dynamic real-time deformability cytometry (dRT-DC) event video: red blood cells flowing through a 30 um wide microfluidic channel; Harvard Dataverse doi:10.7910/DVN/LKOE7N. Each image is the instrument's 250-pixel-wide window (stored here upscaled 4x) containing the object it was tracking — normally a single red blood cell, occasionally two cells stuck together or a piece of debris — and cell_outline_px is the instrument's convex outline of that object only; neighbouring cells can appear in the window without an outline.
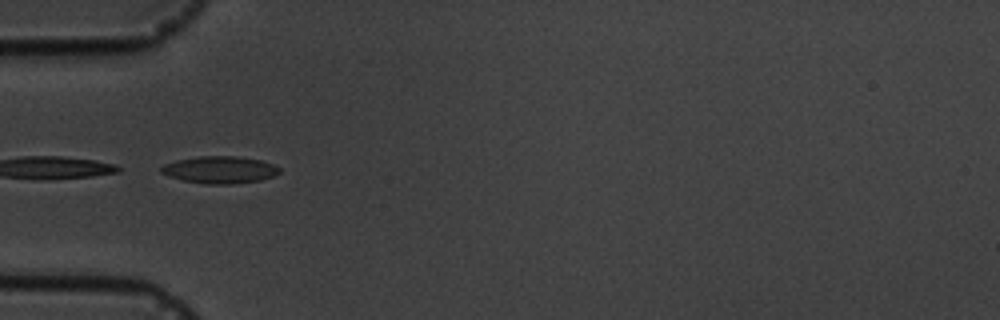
{"species": "common noctule bat (a hibernating species)", "species_latin": "Nyctalus noctula", "temperature_condition": "cold", "stored_images_in_passage": 10, "camera_frame_rate_fps": 3000, "um_per_image_px": 0.085, "animal": {"sex": "male", "body_mass_g": 19.5, "forearm_length_mm": 54.6}, "frame": {"image": 1, "passage_image": 5, "time_ms": 4.667, "image_size_px": [1000, 320], "cell_outline_px": [[280, 172], [272, 176], [260, 180], [232, 184], [204, 184], [184, 180], [168, 176], [160, 172], [160, 168], [164, 164], [176, 160], [196, 156], [236, 156], [260, 160], [272, 164], [280, 168]], "centroid_in_image_um": [18.65, 14.43], "position_along_channel_um": 66.4, "area_um2": 18.67}}
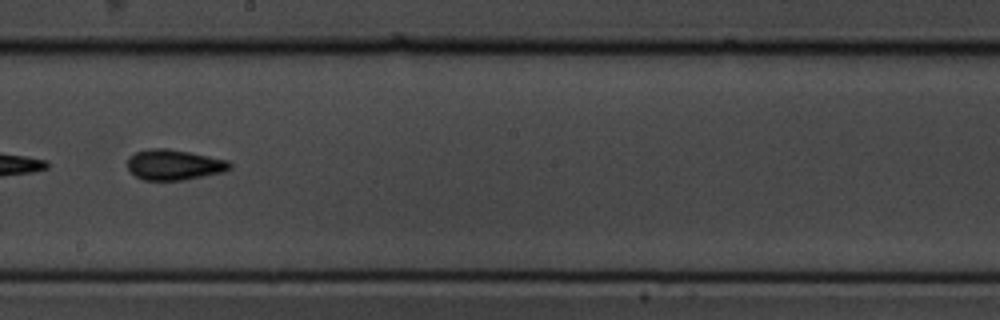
{"frame": {"image": 2, "passage_image": 9, "time_ms": 9.333, "image_size_px": [1000, 320], "cell_outline_px": [[232, 168], [224, 172], [184, 180], [144, 180], [136, 176], [128, 168], [128, 156], [136, 152], [148, 148], [168, 148], [228, 160], [232, 164]], "centroid_in_image_um": [14.81, 14.0], "position_along_channel_um": 233.4, "area_um2": 18.21}}
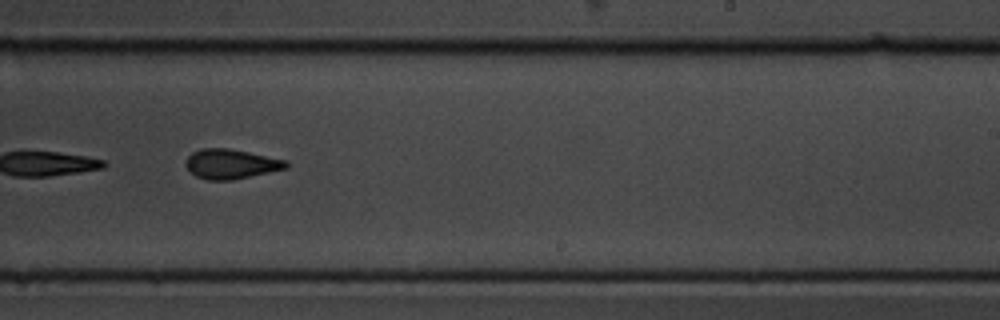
{"frame": {"image": 3, "passage_image": 10, "time_ms": 10.333, "image_size_px": [1000, 320], "cell_outline_px": [[288, 168], [232, 180], [208, 180], [196, 176], [184, 164], [188, 156], [192, 152], [200, 148], [228, 148], [288, 160]], "centroid_in_image_um": [19.63, 13.93], "position_along_channel_um": 269.4, "area_um2": 17.34}}